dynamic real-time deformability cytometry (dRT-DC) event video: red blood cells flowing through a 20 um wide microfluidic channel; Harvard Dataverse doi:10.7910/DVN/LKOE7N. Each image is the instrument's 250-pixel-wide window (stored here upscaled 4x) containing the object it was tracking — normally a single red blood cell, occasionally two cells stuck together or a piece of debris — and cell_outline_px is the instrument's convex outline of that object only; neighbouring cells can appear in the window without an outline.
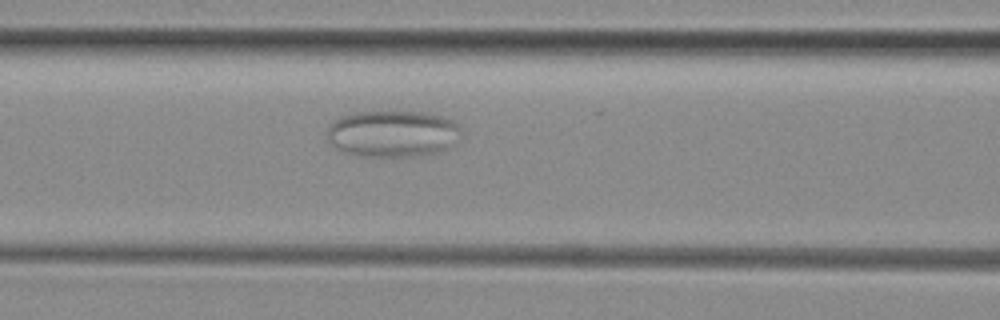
{"species": "common noctule bat (a hibernating species)", "species_latin": "Nyctalus noctula", "temperature_condition": "room temperature", "stored_images_in_passage": 35, "camera_frame_rate_fps": 3000, "um_per_image_px": 0.085, "animal": {"sex": "female", "body_mass_g": 29.2, "forearm_length_mm": 56.3}, "frame": {"image": 1, "passage_image": 9, "time_ms": 2.667, "image_size_px": [1000, 320], "cell_outline_px": [[460, 128], [448, 148], [436, 152], [408, 156], [360, 156], [348, 152], [340, 148], [328, 136], [328, 128], [332, 120], [340, 116], [356, 112], [396, 108], [424, 112], [444, 116], [460, 124]], "centroid_in_image_um": [33.37, 11.28], "position_along_channel_um": 133.2, "area_um2": 36.59}}
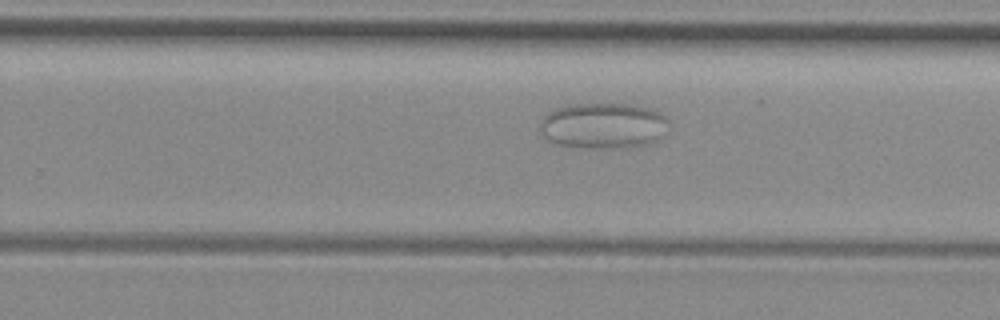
{"frame": {"image": 2, "passage_image": 21, "time_ms": 6.667, "image_size_px": [1000, 320], "cell_outline_px": [[668, 120], [656, 140], [652, 144], [632, 148], [584, 148], [560, 144], [548, 140], [540, 132], [540, 124], [544, 116], [548, 112], [556, 108], [568, 104], [628, 104], [652, 108], [660, 112]], "centroid_in_image_um": [51.25, 10.69], "position_along_channel_um": 278.5, "area_um2": 34.45}}
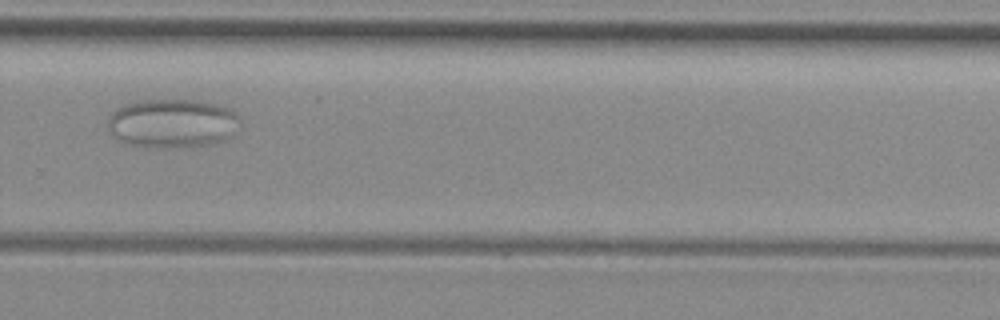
{"frame": {"image": 3, "passage_image": 24, "time_ms": 7.667, "image_size_px": [1000, 320], "cell_outline_px": [[240, 120], [228, 136], [224, 140], [216, 144], [196, 148], [156, 148], [132, 144], [120, 140], [108, 128], [108, 116], [116, 108], [140, 100], [196, 100], [216, 104], [232, 108], [236, 112]], "centroid_in_image_um": [14.68, 10.49], "position_along_channel_um": 315.1, "area_um2": 37.92}}